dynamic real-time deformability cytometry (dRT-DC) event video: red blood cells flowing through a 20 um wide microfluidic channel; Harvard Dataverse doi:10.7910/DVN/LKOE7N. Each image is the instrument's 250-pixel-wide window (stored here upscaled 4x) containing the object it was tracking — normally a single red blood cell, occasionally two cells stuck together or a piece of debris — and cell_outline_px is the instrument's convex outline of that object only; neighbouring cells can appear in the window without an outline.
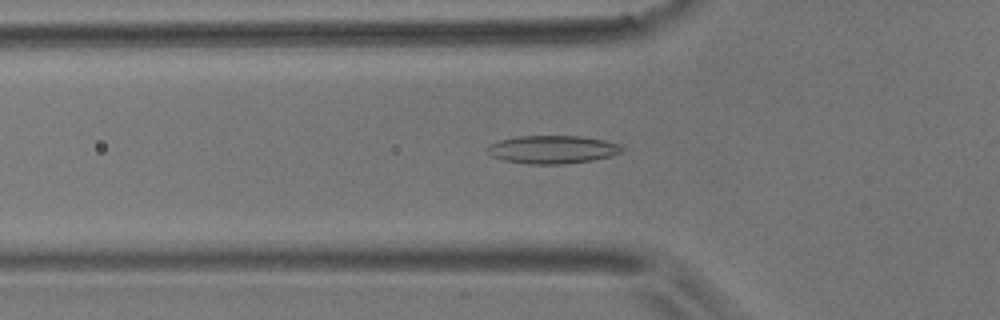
{"species": "common noctule bat (a hibernating species)", "species_latin": "Nyctalus noctula", "temperature_condition": "room temperature", "stored_images_in_passage": 55, "camera_frame_rate_fps": 3000, "um_per_image_px": 0.085, "animal": {"sex": "male", "body_mass_g": 17.9}, "frame": {"image": 1, "passage_image": 18, "time_ms": 5.667, "image_size_px": [1000, 320], "cell_outline_px": [[624, 148], [620, 152], [612, 156], [592, 160], [560, 164], [532, 164], [504, 160], [492, 156], [488, 152], [488, 148], [492, 144], [500, 140], [516, 136], [580, 136], [604, 140], [620, 144]], "centroid_in_image_um": [47.0, 12.7], "position_along_channel_um": 78.8, "area_um2": 21.79}}
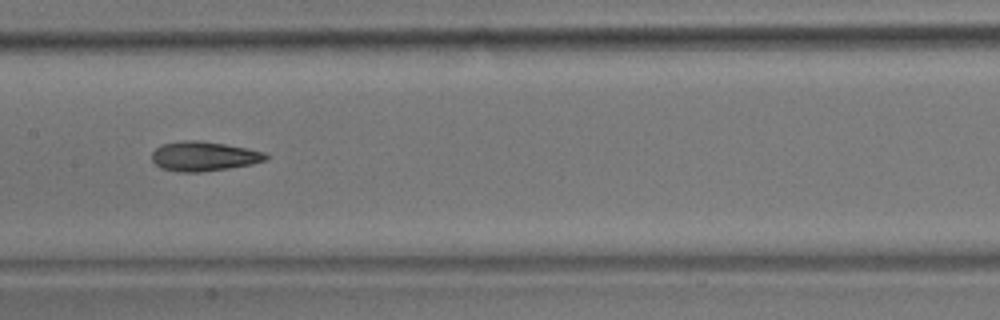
{"frame": {"image": 2, "passage_image": 27, "time_ms": 8.667, "image_size_px": [1000, 320], "cell_outline_px": [[268, 160], [252, 164], [228, 168], [200, 172], [180, 172], [160, 168], [152, 160], [152, 152], [160, 144], [184, 140], [196, 140], [224, 144], [248, 148], [264, 152], [268, 156]], "centroid_in_image_um": [17.32, 13.28], "position_along_channel_um": 190.1, "area_um2": 19.65}}
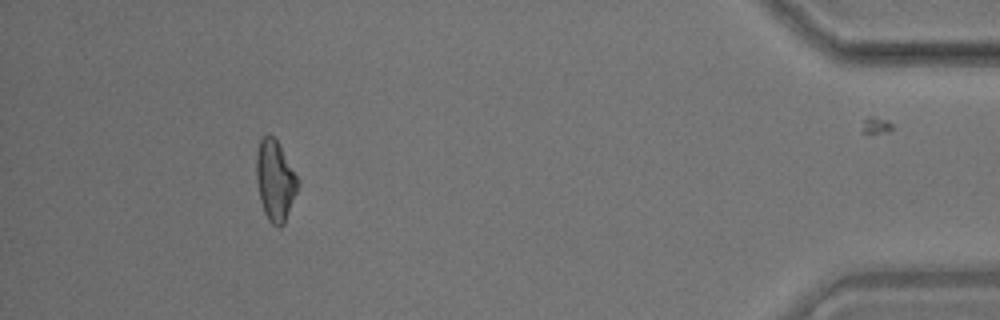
{"frame": {"image": 3, "passage_image": 50, "time_ms": 16.333, "image_size_px": [1000, 320], "cell_outline_px": [[300, 184], [284, 224], [280, 228], [272, 224], [268, 220], [264, 212], [260, 200], [256, 180], [256, 152], [260, 140], [268, 132], [276, 140], [300, 180]], "centroid_in_image_um": [23.39, 15.36], "position_along_channel_um": 411.8, "area_um2": 19.59}, "authors_computed_cell_mechanics": {"area_um2": 19.5364, "velocity_mm_per_s": 3.6719, "shape_relaxation_time_tau1_ms": null, "shape_relaxation_time_tau2_ms": 2.3985, "deformation_change_tau1": null, "deformation_change_tau2": 0.0998}}